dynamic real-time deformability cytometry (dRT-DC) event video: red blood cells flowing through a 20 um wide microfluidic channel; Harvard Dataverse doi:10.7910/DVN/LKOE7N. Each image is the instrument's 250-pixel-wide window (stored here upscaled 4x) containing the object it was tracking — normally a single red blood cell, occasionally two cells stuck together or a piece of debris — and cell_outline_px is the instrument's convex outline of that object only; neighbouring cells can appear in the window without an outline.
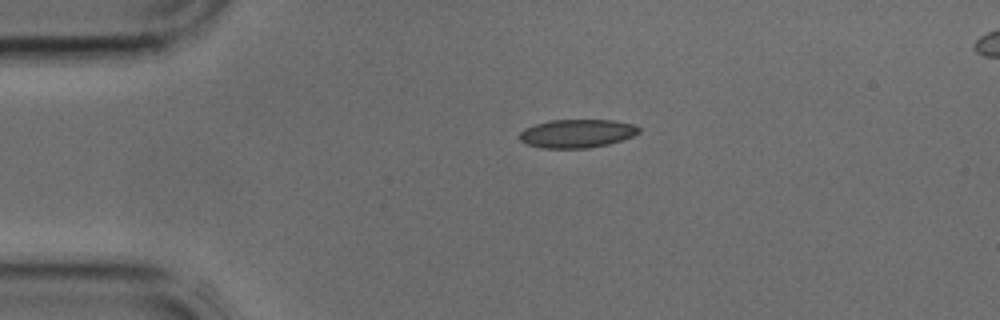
{"species": "common noctule bat (a hibernating species)", "species_latin": "Nyctalus noctula", "temperature_condition": "cold", "stored_images_in_passage": 3, "segment_of_instrument_passage": [1, 2], "camera_frame_rate_fps": 3000, "um_per_image_px": 0.085, "animal": {"sex": "male", "body_mass_g": 17.9, "forearm_length_mm": 54.2}, "frame": {"image": 1, "passage_image": 1, "time_ms": 0.0, "image_size_px": [1000, 320], "cell_outline_px": [[640, 132], [632, 136], [608, 144], [588, 148], [540, 148], [528, 144], [520, 140], [520, 132], [524, 128], [548, 120], [616, 120], [632, 124], [640, 128]], "centroid_in_image_um": [49.03, 11.34], "position_along_channel_um": 36.0, "area_um2": 19.71}}